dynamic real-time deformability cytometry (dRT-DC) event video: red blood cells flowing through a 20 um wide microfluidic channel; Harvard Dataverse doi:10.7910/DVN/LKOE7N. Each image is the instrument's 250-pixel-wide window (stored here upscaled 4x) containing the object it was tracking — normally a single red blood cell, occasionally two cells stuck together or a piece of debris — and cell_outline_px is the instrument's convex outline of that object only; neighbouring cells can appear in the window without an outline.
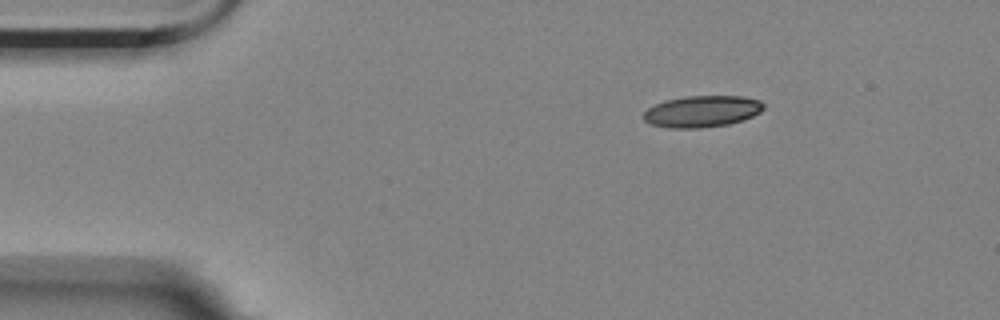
{"species": "Egyptian fruit bat (a non-hibernating species)", "species_latin": "Rousettus aegyptiacus", "temperature_condition": "room temperature", "stored_images_in_passage": 3, "camera_frame_rate_fps": 3000, "um_per_image_px": 0.085, "animal": {"sex": "female"}, "frame": {"image": 1, "passage_image": 1, "time_ms": 0.0, "image_size_px": [1000, 320], "cell_outline_px": [[764, 108], [760, 112], [744, 120], [728, 124], [700, 128], [668, 128], [652, 124], [644, 120], [640, 116], [648, 108], [664, 100], [688, 96], [744, 96], [760, 100], [764, 104]], "centroid_in_image_um": [59.67, 9.47], "position_along_channel_um": 25.3, "area_um2": 22.2}}